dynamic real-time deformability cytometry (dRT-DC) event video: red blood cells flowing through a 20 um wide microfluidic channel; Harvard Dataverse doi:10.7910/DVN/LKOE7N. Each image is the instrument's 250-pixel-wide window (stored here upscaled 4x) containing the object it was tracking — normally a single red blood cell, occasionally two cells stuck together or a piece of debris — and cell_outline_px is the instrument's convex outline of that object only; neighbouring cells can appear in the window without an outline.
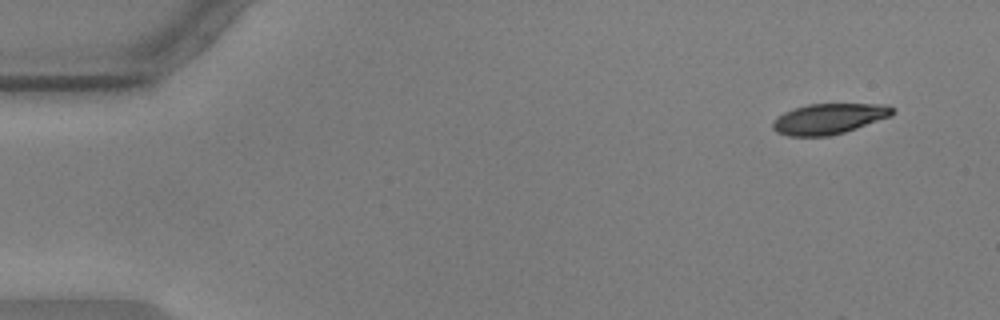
{"species": "common noctule bat (a hibernating species)", "species_latin": "Nyctalus noctula", "temperature_condition": "warm", "stored_images_in_passage": 22, "camera_frame_rate_fps": 3000, "um_per_image_px": 0.085, "animal": {"sex": "male", "body_mass_g": 17.9, "forearm_length_mm": 54.2}, "frame": {"image": 1, "passage_image": 1, "time_ms": 0.0, "image_size_px": [1000, 320], "cell_outline_px": [[896, 112], [892, 116], [844, 132], [828, 136], [788, 136], [776, 132], [772, 128], [772, 124], [784, 112], [808, 104], [888, 104], [896, 108]], "centroid_in_image_um": [70.52, 10.09], "position_along_channel_um": 14.5, "area_um2": 21.27}}
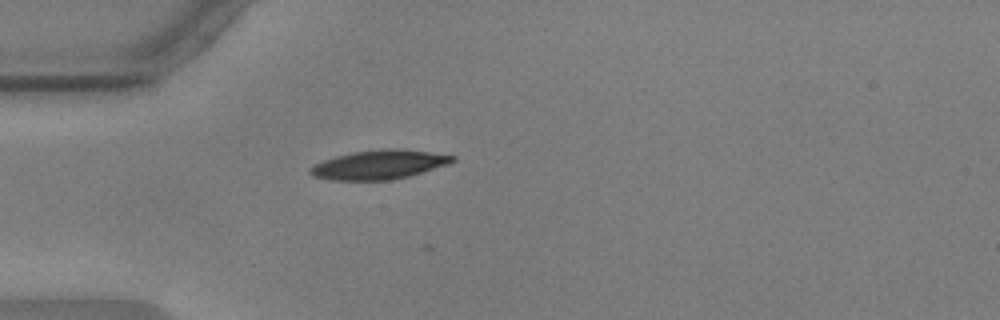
{"frame": {"image": 2, "passage_image": 13, "time_ms": 4.0, "image_size_px": [1000, 320], "cell_outline_px": [[456, 160], [448, 164], [408, 176], [392, 180], [332, 180], [312, 176], [308, 172], [308, 168], [324, 160], [336, 156], [352, 152], [380, 148], [404, 148], [456, 156]], "centroid_in_image_um": [32.22, 13.98], "position_along_channel_um": 52.8, "area_um2": 24.28}}
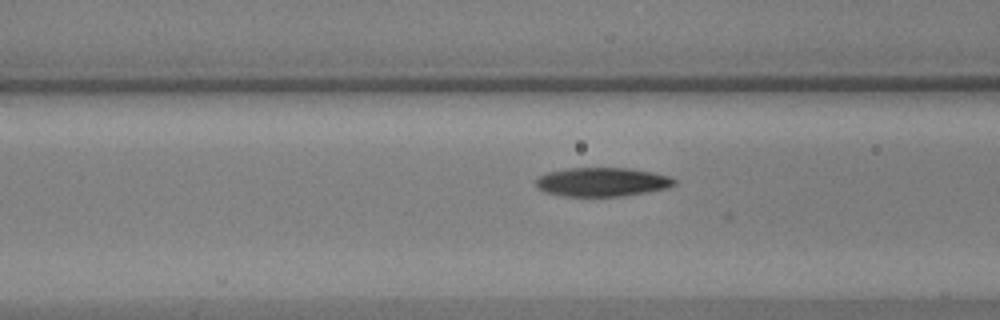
{"frame": {"image": 3, "passage_image": 19, "time_ms": 6.0, "image_size_px": [1000, 320], "cell_outline_px": [[676, 184], [668, 188], [624, 196], [564, 196], [544, 192], [536, 188], [536, 180], [540, 176], [548, 172], [568, 168], [628, 168], [652, 172], [668, 176], [676, 180]], "centroid_in_image_um": [51.17, 15.47], "position_along_channel_um": 115.4, "area_um2": 23.29}}